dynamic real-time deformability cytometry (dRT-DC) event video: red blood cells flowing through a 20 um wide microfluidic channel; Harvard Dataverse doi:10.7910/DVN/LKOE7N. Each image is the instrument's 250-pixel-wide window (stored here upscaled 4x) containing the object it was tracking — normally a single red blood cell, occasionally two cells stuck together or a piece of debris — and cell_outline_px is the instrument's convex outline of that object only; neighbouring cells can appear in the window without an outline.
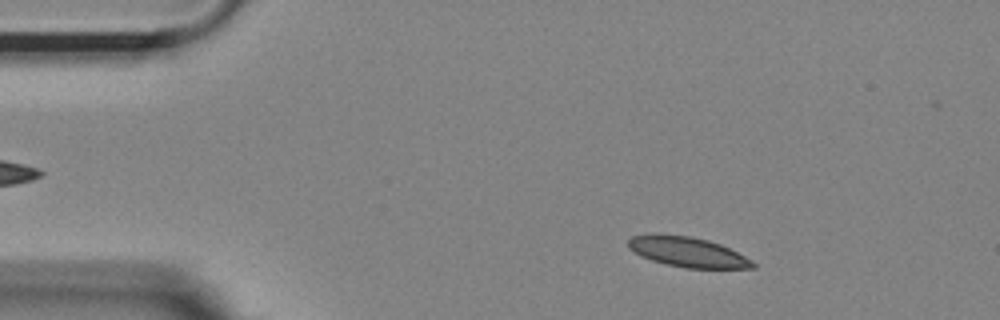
{"species": "Egyptian fruit bat (a non-hibernating species)", "species_latin": "Rousettus aegyptiacus", "temperature_condition": "room temperature", "stored_images_in_passage": 52, "camera_frame_rate_fps": 3000, "um_per_image_px": 0.085, "animal": {"sex": "female"}, "frame": {"image": 1, "passage_image": 6, "time_ms": 1.667, "image_size_px": [1000, 320], "cell_outline_px": [[756, 268], [688, 268], [668, 264], [652, 260], [640, 256], [628, 248], [628, 240], [632, 236], [648, 232], [656, 232], [692, 236], [708, 240], [720, 244], [752, 260], [756, 264]], "centroid_in_image_um": [58.38, 21.38], "position_along_channel_um": 26.6, "area_um2": 22.08}}
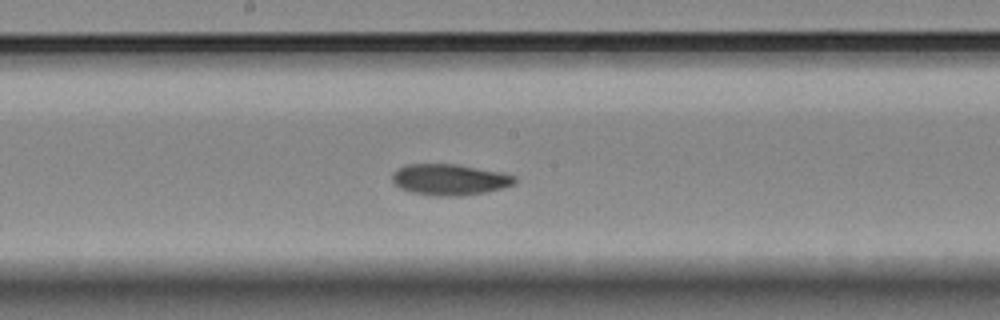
{"frame": {"image": 2, "passage_image": 26, "time_ms": 8.333, "image_size_px": [1000, 320], "cell_outline_px": [[516, 184], [504, 188], [484, 192], [460, 196], [436, 196], [412, 192], [400, 188], [392, 180], [392, 172], [396, 168], [404, 164], [456, 164], [504, 172], [516, 176]], "centroid_in_image_um": [38.24, 15.25], "position_along_channel_um": 210.0, "area_um2": 22.48}}
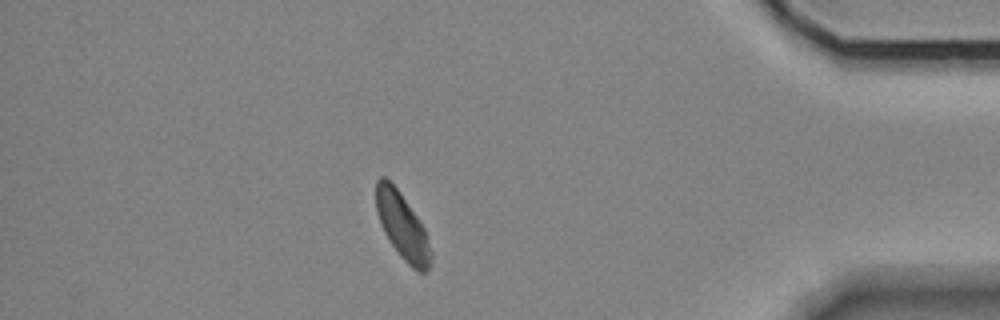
{"frame": {"image": 3, "passage_image": 45, "time_ms": 14.667, "image_size_px": [1000, 320], "cell_outline_px": [[432, 264], [424, 272], [420, 272], [412, 268], [404, 260], [392, 244], [384, 232], [380, 224], [376, 212], [376, 180], [380, 176], [384, 176], [400, 192], [424, 228], [432, 252]], "centroid_in_image_um": [34.2, 19.23], "position_along_channel_um": 401.0, "area_um2": 20.92}, "authors_computed_cell_mechanics": {"area_um2": 22.0218, "velocity_mm_per_s": 3.6421, "shape_relaxation_time_tau1_ms": null, "shape_relaxation_time_tau2_ms": 3.0071, "deformation_change_tau1": null, "deformation_change_tau2": 0.0508}}